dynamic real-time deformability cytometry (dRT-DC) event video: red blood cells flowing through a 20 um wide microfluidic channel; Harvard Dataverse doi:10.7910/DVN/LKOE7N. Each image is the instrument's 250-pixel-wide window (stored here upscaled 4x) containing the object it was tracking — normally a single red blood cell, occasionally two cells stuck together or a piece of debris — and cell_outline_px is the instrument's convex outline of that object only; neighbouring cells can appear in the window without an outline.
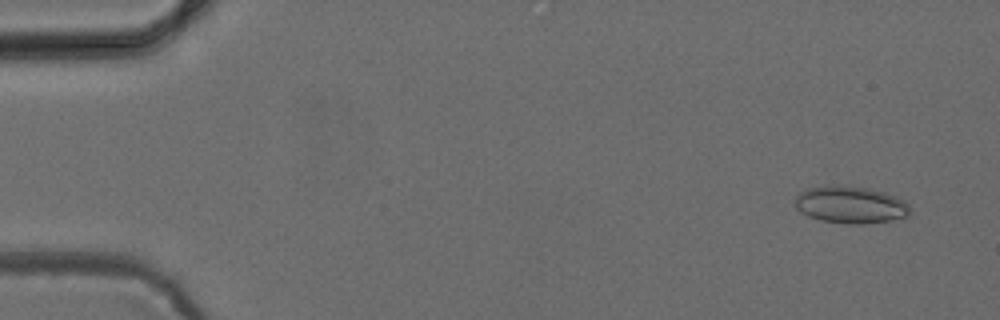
{"species": "common noctule bat (a hibernating species)", "species_latin": "Nyctalus noctula", "temperature_condition": "cold", "stored_images_in_passage": 51, "camera_frame_rate_fps": 3000, "um_per_image_px": 0.085, "animal": {"sex": "female", "body_mass_g": 24.6, "forearm_length_mm": 56.2}, "frame": {"image": 1, "passage_image": 3, "time_ms": 0.667, "image_size_px": [1000, 320], "cell_outline_px": [[912, 212], [908, 216], [892, 220], [860, 224], [848, 224], [820, 220], [808, 216], [800, 212], [796, 208], [792, 200], [804, 188], [868, 188], [884, 192], [896, 196], [904, 200], [908, 204]], "centroid_in_image_um": [72.31, 17.45], "position_along_channel_um": 12.7, "area_um2": 24.45}}
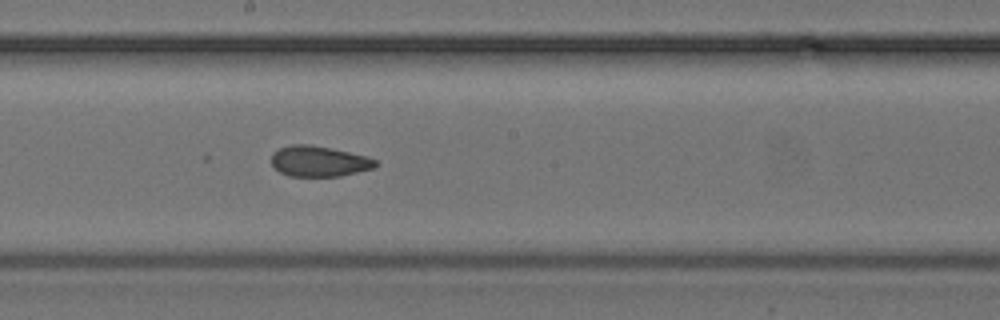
{"frame": {"image": 2, "passage_image": 28, "time_ms": 9.0, "image_size_px": [1000, 320], "cell_outline_px": [[376, 168], [340, 176], [288, 176], [280, 172], [272, 164], [272, 152], [280, 148], [292, 144], [308, 144], [348, 152], [364, 156], [376, 160]], "centroid_in_image_um": [27.09, 13.72], "position_along_channel_um": 221.1, "area_um2": 18.38}}
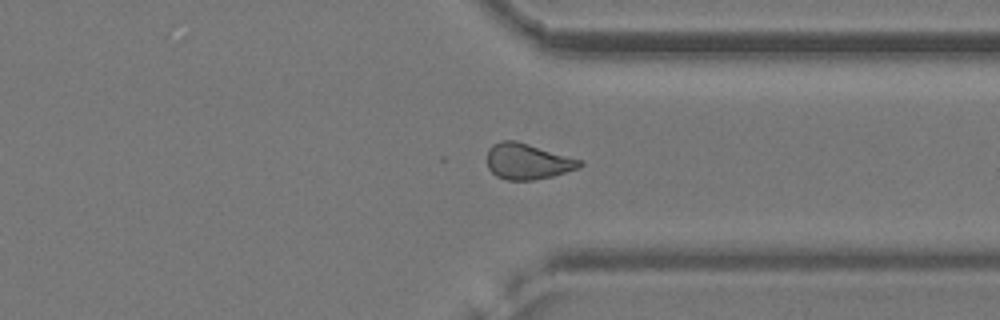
{"frame": {"image": 3, "passage_image": 39, "time_ms": 12.667, "image_size_px": [1000, 320], "cell_outline_px": [[584, 164], [580, 168], [552, 176], [532, 180], [504, 180], [496, 176], [488, 168], [488, 148], [492, 144], [500, 140], [516, 140], [580, 160]], "centroid_in_image_um": [44.81, 13.72], "position_along_channel_um": 366.6, "area_um2": 19.31}}